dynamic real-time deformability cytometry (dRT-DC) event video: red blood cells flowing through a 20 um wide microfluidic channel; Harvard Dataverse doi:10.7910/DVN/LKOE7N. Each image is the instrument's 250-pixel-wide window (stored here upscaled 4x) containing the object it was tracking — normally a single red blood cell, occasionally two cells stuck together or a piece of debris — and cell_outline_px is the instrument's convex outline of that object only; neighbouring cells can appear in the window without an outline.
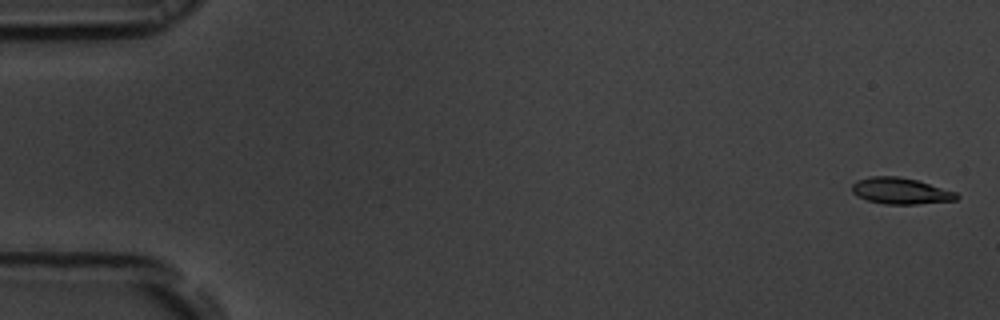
{"species": "common noctule bat (a hibernating species)", "species_latin": "Nyctalus noctula", "temperature_condition": "room temperature", "stored_images_in_passage": 52, "camera_frame_rate_fps": 3000, "um_per_image_px": 0.085, "animal": {"sex": "male", "body_mass_g": 19.5, "forearm_length_mm": 54.6}, "frame": {"image": 1, "passage_image": 2, "time_ms": 0.333, "image_size_px": [1000, 320], "cell_outline_px": [[960, 196], [956, 200], [916, 204], [884, 204], [868, 200], [856, 196], [852, 192], [852, 184], [856, 180], [872, 176], [896, 176], [916, 180], [956, 192]], "centroid_in_image_um": [76.52, 16.23], "position_along_channel_um": 8.5, "area_um2": 15.95}}
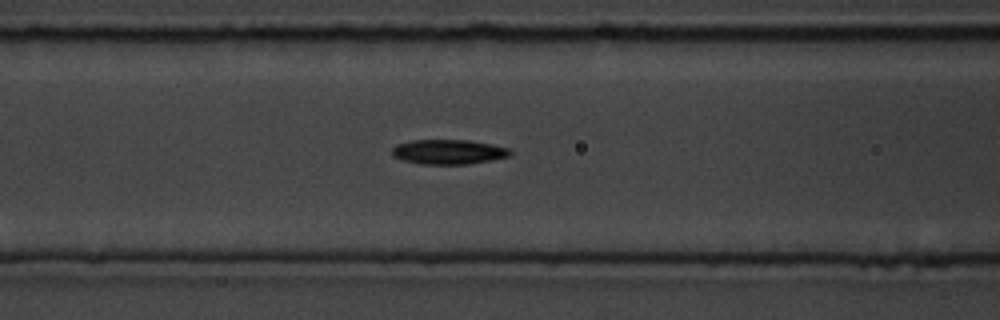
{"frame": {"image": 2, "passage_image": 23, "time_ms": 7.333, "image_size_px": [1000, 320], "cell_outline_px": [[512, 156], [492, 160], [468, 164], [420, 164], [404, 160], [392, 156], [392, 148], [396, 144], [412, 140], [468, 140], [492, 144], [512, 148]], "centroid_in_image_um": [38.17, 12.9], "position_along_channel_um": 128.4, "area_um2": 17.22}}
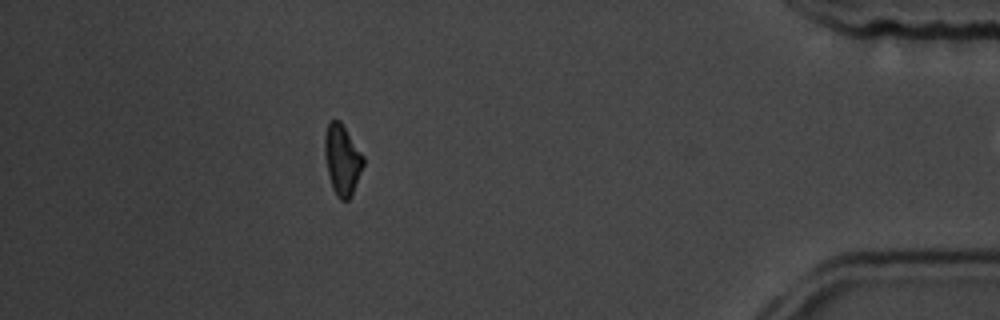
{"frame": {"image": 3, "passage_image": 49, "time_ms": 16.0, "image_size_px": [1000, 320], "cell_outline_px": [[364, 164], [352, 196], [348, 200], [340, 200], [336, 196], [332, 188], [324, 156], [324, 136], [328, 124], [332, 120], [340, 120], [364, 156]], "centroid_in_image_um": [29.09, 13.59], "position_along_channel_um": 406.1, "area_um2": 15.95}}